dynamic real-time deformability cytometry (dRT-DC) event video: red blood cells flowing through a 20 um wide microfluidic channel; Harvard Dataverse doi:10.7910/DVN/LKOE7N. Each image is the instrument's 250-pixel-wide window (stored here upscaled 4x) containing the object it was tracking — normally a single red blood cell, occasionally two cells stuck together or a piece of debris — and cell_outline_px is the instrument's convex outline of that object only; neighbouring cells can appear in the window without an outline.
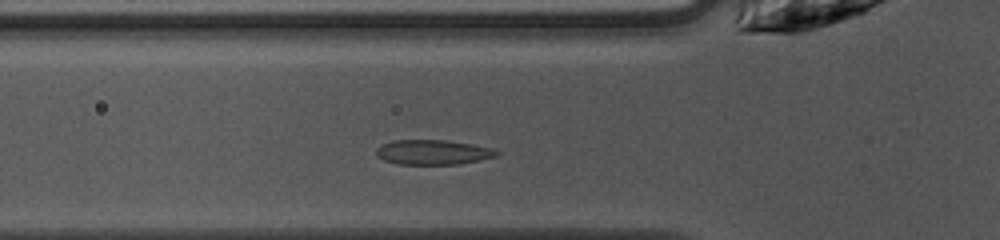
{"species": "common noctule bat (a hibernating species)", "species_latin": "Nyctalus noctula", "temperature_condition": "warm", "stored_images_in_passage": 28, "camera_frame_rate_fps": 3000, "um_per_image_px": 0.085, "animal": {"sex": "female", "body_mass_g": 10.0, "forearm_length_mm": 53.1}, "frame": {"image": 1, "passage_image": 4, "time_ms": 1.0, "image_size_px": [1000, 240], "cell_outline_px": [[500, 152], [496, 156], [480, 160], [460, 164], [396, 164], [384, 160], [376, 156], [376, 148], [380, 144], [392, 140], [444, 140], [472, 144], [492, 148]], "centroid_in_image_um": [36.76, 12.94], "position_along_channel_um": 89.0, "area_um2": 17.51}}
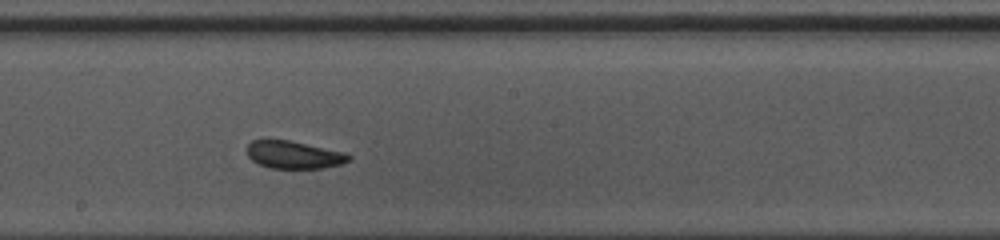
{"frame": {"image": 2, "passage_image": 14, "time_ms": 4.333, "image_size_px": [1000, 240], "cell_outline_px": [[352, 160], [340, 164], [324, 168], [268, 168], [252, 160], [248, 156], [248, 144], [252, 140], [288, 140], [344, 152], [352, 156]], "centroid_in_image_um": [25.0, 13.16], "position_along_channel_um": 223.2, "area_um2": 16.24}}
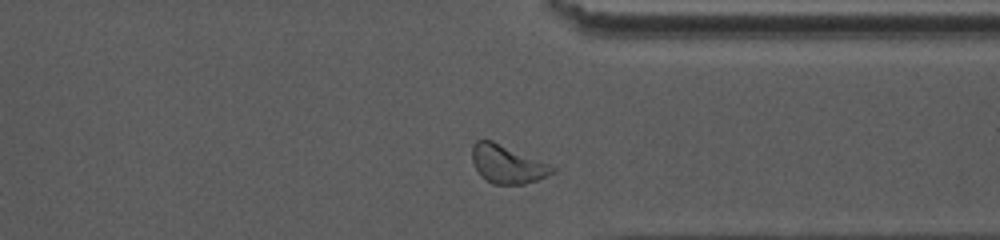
{"frame": {"image": 3, "passage_image": 25, "time_ms": 8.0, "image_size_px": [1000, 240], "cell_outline_px": [[556, 172], [536, 180], [524, 184], [492, 184], [480, 176], [472, 160], [472, 144], [476, 140], [492, 140], [548, 164], [556, 168]], "centroid_in_image_um": [43.09, 13.96], "position_along_channel_um": 368.3, "area_um2": 17.69}, "authors_computed_cell_mechanics": {"area_um2": 16.9932, "velocity_mm_per_s": 4.0092, "shape_relaxation_time_tau1_ms": 2.926, "shape_relaxation_time_tau2_ms": 3.7206, "deformation_change_tau1": 0.1079, "deformation_change_tau2": 0.0847}}